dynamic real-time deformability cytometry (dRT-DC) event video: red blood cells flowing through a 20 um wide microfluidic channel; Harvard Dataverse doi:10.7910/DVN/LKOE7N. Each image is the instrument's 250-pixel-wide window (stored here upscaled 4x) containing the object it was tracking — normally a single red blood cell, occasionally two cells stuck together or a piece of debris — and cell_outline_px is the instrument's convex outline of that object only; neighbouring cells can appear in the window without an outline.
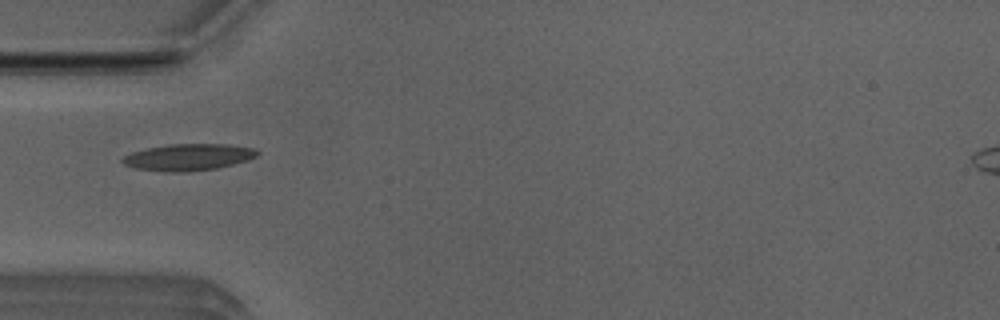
{"species": "Egyptian fruit bat (a non-hibernating species)", "species_latin": "Rousettus aegyptiacus", "temperature_condition": "room temperature", "stored_images_in_passage": 15, "camera_frame_rate_fps": 3000, "um_per_image_px": 0.085, "animal": {"sex": "male"}, "frame": {"image": 1, "passage_image": 1, "time_ms": 0.0, "image_size_px": [1000, 320], "cell_outline_px": [[260, 152], [256, 156], [248, 160], [216, 168], [188, 172], [164, 172], [136, 168], [124, 164], [120, 160], [124, 156], [132, 152], [148, 148], [168, 144], [228, 144], [252, 148]], "centroid_in_image_um": [15.99, 13.36], "position_along_channel_um": 69.0, "area_um2": 20.87}}